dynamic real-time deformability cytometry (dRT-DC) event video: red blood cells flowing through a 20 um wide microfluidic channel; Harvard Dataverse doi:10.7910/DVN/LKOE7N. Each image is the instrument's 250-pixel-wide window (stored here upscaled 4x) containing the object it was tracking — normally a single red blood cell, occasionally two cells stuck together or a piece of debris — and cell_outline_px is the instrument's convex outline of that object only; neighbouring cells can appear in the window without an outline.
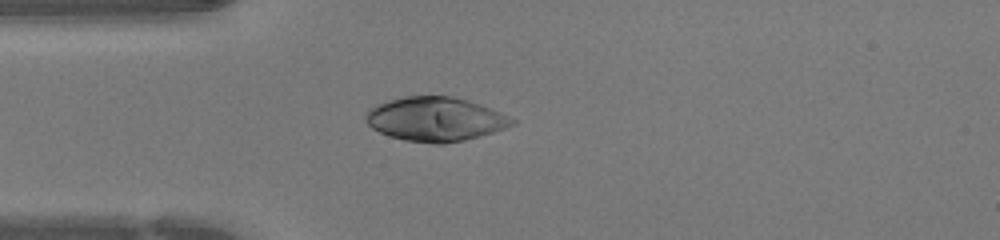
{"species": "human", "species_latin": "Homo sapiens", "temperature_condition": "warm", "stored_images_in_passage": 34, "camera_frame_rate_fps": 3000, "um_per_image_px": 0.085, "donor": {"sex": "female"}, "frame": {"image": 1, "passage_image": 1, "time_ms": 0.0, "image_size_px": [1000, 240], "cell_outline_px": [[520, 120], [516, 124], [492, 132], [464, 140], [444, 144], [436, 144], [404, 140], [388, 136], [372, 128], [368, 124], [364, 116], [368, 108], [376, 104], [388, 100], [404, 96], [452, 96], [468, 100], [480, 104]], "centroid_in_image_um": [37.0, 10.12], "position_along_channel_um": 48.0, "area_um2": 37.86}}
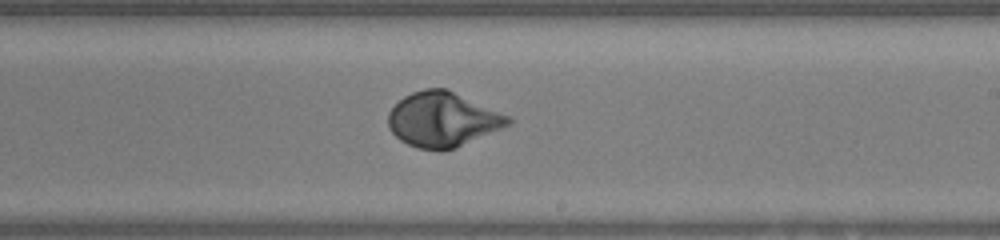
{"frame": {"image": 2, "passage_image": 15, "time_ms": 4.667, "image_size_px": [1000, 240], "cell_outline_px": [[512, 124], [456, 148], [444, 152], [440, 152], [416, 148], [400, 140], [388, 128], [388, 112], [404, 96], [412, 92], [424, 88], [448, 88], [512, 116]], "centroid_in_image_um": [37.66, 10.16], "position_along_channel_um": 251.3, "area_um2": 39.02}}
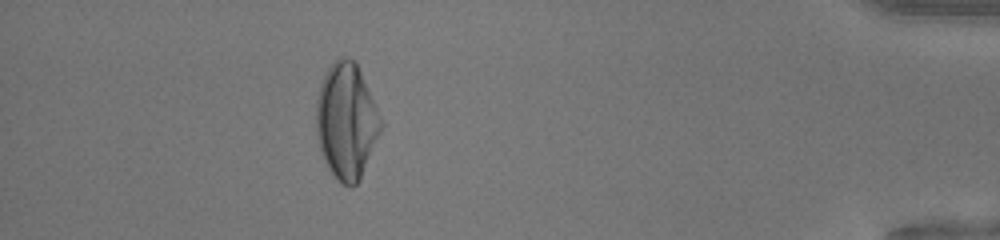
{"frame": {"image": 3, "passage_image": 29, "time_ms": 9.333, "image_size_px": [1000, 240], "cell_outline_px": [[384, 124], [360, 180], [352, 188], [344, 184], [328, 168], [324, 160], [320, 148], [316, 132], [316, 100], [320, 84], [328, 68], [336, 60], [356, 60]], "centroid_in_image_um": [29.46, 10.31], "position_along_channel_um": 405.7, "area_um2": 43.29}}